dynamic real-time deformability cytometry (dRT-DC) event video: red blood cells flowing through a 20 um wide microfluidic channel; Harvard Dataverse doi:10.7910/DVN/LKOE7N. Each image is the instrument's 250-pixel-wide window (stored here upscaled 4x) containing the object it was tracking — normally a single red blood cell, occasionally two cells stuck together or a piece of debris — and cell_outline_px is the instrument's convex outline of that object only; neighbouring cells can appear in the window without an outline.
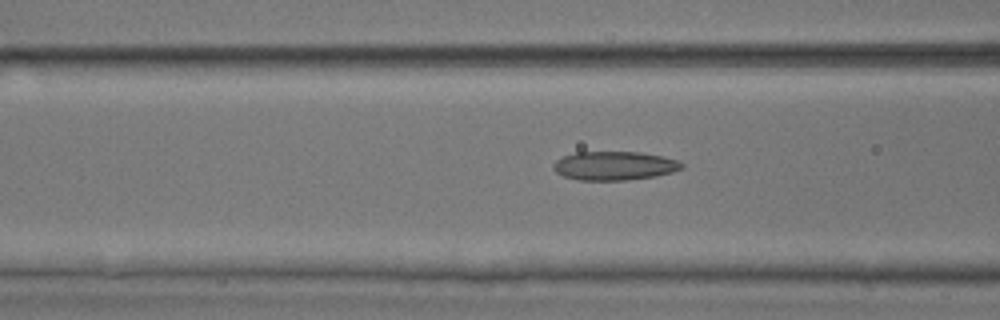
{"species": "common noctule bat (a hibernating species)", "species_latin": "Nyctalus noctula", "temperature_condition": "room temperature", "stored_images_in_passage": 54, "camera_frame_rate_fps": 3000, "um_per_image_px": 0.085, "animal": {"sex": "male", "body_mass_g": 17.9, "forearm_length_mm": 54.2}, "frame": {"image": 1, "passage_image": 22, "time_ms": 7.0, "image_size_px": [1000, 320], "cell_outline_px": [[684, 168], [672, 172], [656, 176], [628, 180], [576, 180], [564, 176], [556, 172], [552, 168], [552, 164], [556, 160], [564, 156], [576, 152], [640, 152], [660, 156], [676, 160], [684, 164]], "centroid_in_image_um": [52.2, 14.09], "position_along_channel_um": 114.4, "area_um2": 21.56}}
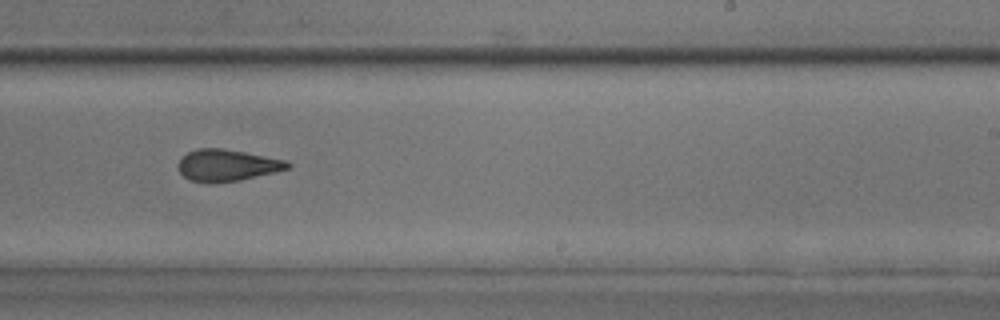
{"frame": {"image": 2, "passage_image": 34, "time_ms": 11.0, "image_size_px": [1000, 320], "cell_outline_px": [[292, 164], [288, 168], [276, 172], [240, 180], [212, 184], [208, 184], [188, 180], [176, 168], [176, 164], [188, 152], [196, 148], [220, 148], [244, 152], [288, 160]], "centroid_in_image_um": [19.28, 14.06], "position_along_channel_um": 269.7, "area_um2": 20.52}}
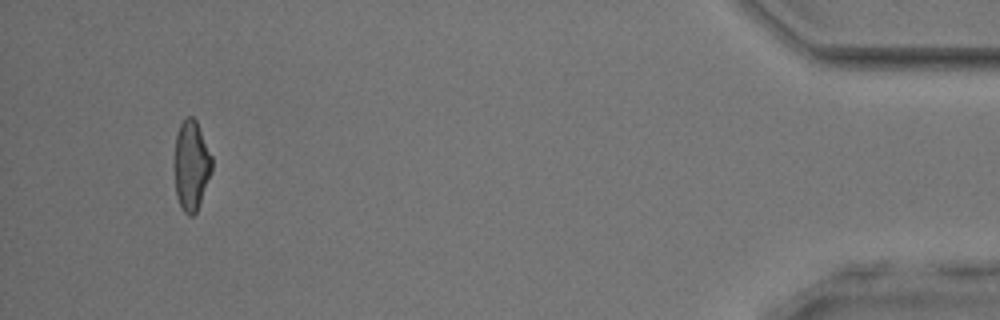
{"frame": {"image": 3, "passage_image": 51, "time_ms": 16.667, "image_size_px": [1000, 320], "cell_outline_px": [[212, 172], [196, 212], [192, 216], [188, 216], [184, 212], [176, 196], [172, 164], [176, 136], [180, 124], [184, 116], [192, 116], [196, 120], [212, 156]], "centroid_in_image_um": [16.23, 14.05], "position_along_channel_um": 419.0, "area_um2": 20.17}, "authors_computed_cell_mechanics": {"area_um2": 20.7502, "velocity_mm_per_s": 3.8994, "shape_relaxation_time_tau1_ms": null, "shape_relaxation_time_tau2_ms": 2.6663, "deformation_change_tau1": null, "deformation_change_tau2": 0.0989}}